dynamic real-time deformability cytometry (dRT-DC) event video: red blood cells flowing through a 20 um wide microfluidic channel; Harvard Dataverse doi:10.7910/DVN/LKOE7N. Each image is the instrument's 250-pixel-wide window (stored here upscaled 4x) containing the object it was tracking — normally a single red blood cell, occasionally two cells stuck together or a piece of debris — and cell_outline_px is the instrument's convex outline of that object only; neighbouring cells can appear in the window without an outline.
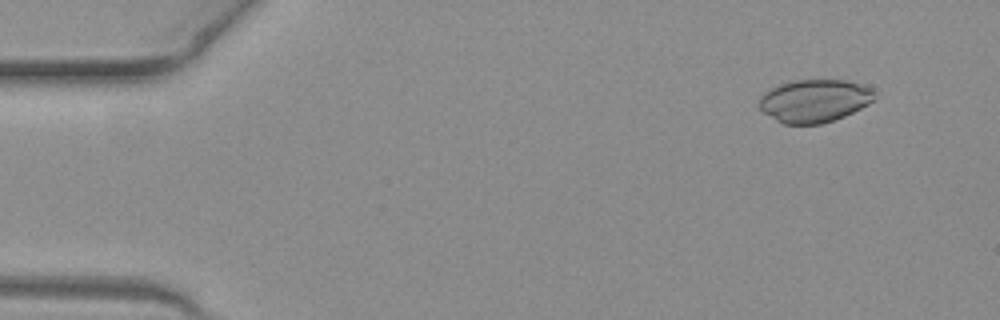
{"species": "common noctule bat (a hibernating species)", "species_latin": "Nyctalus noctula", "temperature_condition": "warm", "stored_images_in_passage": 47, "camera_frame_rate_fps": 3000, "um_per_image_px": 0.085, "animal": {"sex": "female", "body_mass_g": 19.3, "forearm_length_mm": 54.1}, "frame": {"image": 1, "passage_image": 1, "time_ms": 0.0, "image_size_px": [1000, 320], "cell_outline_px": [[876, 92], [872, 100], [868, 104], [844, 116], [820, 124], [784, 124], [776, 120], [764, 112], [760, 108], [760, 96], [768, 88], [780, 84], [796, 80], [844, 80], [872, 88]], "centroid_in_image_um": [69.2, 8.56], "position_along_channel_um": 15.8, "area_um2": 28.55}}
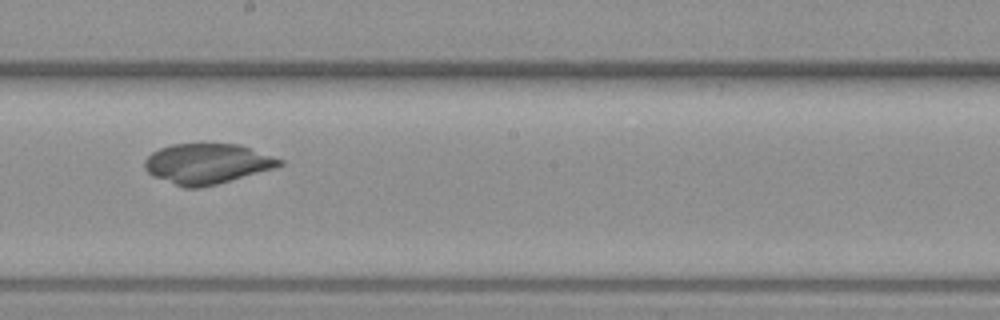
{"frame": {"image": 2, "passage_image": 25, "time_ms": 8.0, "image_size_px": [1000, 320], "cell_outline_px": [[284, 164], [272, 168], [216, 184], [200, 188], [184, 188], [152, 176], [144, 168], [144, 160], [152, 152], [160, 148], [172, 144], [240, 144], [284, 160]], "centroid_in_image_um": [17.57, 13.91], "position_along_channel_um": 230.6, "area_um2": 31.44}}
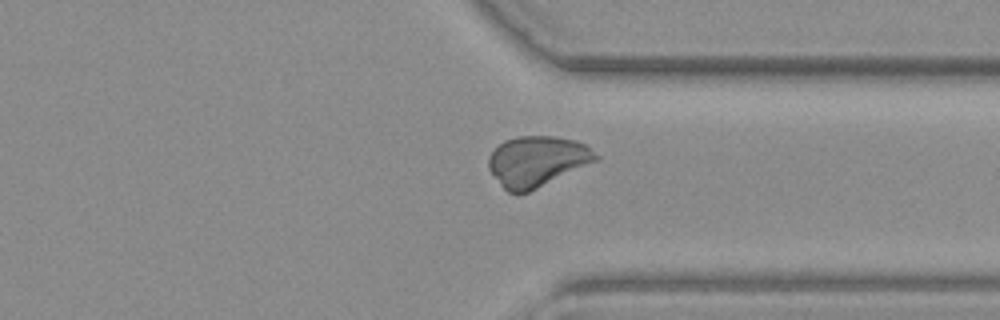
{"frame": {"image": 3, "passage_image": 35, "time_ms": 11.333, "image_size_px": [1000, 320], "cell_outline_px": [[600, 156], [596, 160], [528, 192], [508, 192], [500, 184], [488, 168], [488, 156], [504, 140], [516, 136], [556, 136], [576, 140], [584, 144]], "centroid_in_image_um": [45.62, 13.68], "position_along_channel_um": 365.8, "area_um2": 31.04}}